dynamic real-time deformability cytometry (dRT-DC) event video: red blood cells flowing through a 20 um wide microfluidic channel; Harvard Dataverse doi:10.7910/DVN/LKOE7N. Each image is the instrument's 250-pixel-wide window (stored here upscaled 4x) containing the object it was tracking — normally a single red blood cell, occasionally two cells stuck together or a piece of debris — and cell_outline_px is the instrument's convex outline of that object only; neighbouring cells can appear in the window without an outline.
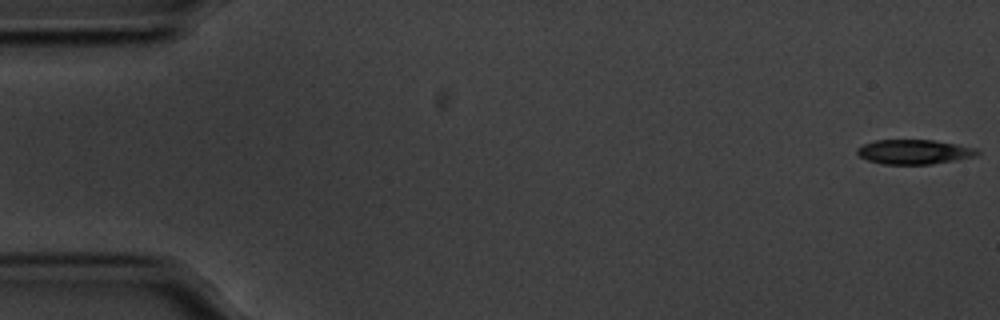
{"species": "common noctule bat (a hibernating species)", "species_latin": "Nyctalus noctula", "temperature_condition": "cold", "stored_images_in_passage": 56, "camera_frame_rate_fps": 3000, "um_per_image_px": 0.085, "animal": {"sex": "male", "body_mass_g": 20.1, "forearm_length_mm": 53.5}, "frame": {"image": 1, "passage_image": 1, "time_ms": 0.0, "image_size_px": [1000, 320], "cell_outline_px": [[980, 152], [976, 156], [932, 164], [884, 164], [868, 160], [860, 156], [856, 152], [856, 148], [864, 144], [876, 140], [932, 140], [956, 144], [976, 148]], "centroid_in_image_um": [77.69, 12.9], "position_along_channel_um": 7.3, "area_um2": 17.05}}
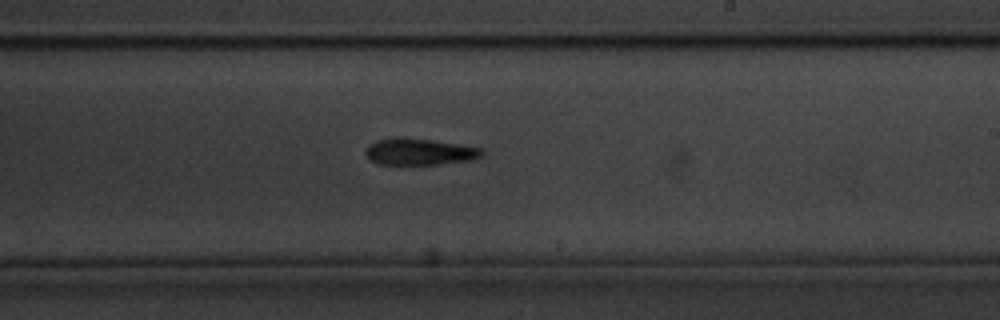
{"frame": {"image": 2, "passage_image": 33, "time_ms": 10.667, "image_size_px": [1000, 320], "cell_outline_px": [[484, 152], [480, 156], [468, 160], [436, 164], [376, 164], [364, 152], [368, 144], [376, 140], [428, 140], [456, 144], [480, 148]], "centroid_in_image_um": [35.62, 12.93], "position_along_channel_um": 253.4, "area_um2": 16.94}}
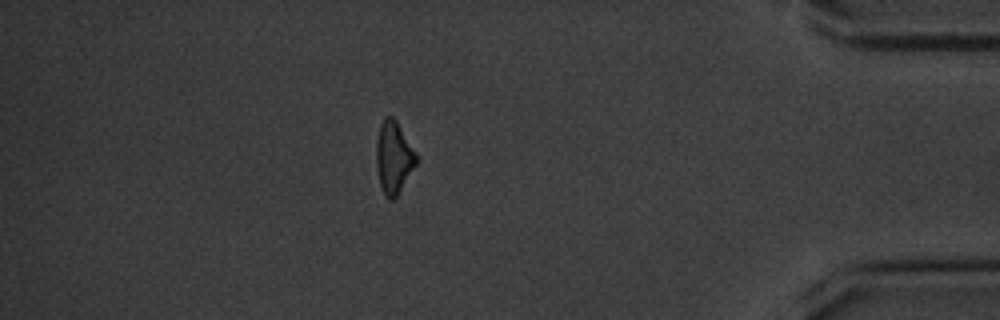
{"frame": {"image": 3, "passage_image": 49, "time_ms": 16.0, "image_size_px": [1000, 320], "cell_outline_px": [[416, 164], [396, 196], [392, 200], [388, 200], [384, 196], [380, 184], [376, 168], [376, 140], [380, 124], [384, 116], [392, 116], [396, 120], [416, 152]], "centroid_in_image_um": [33.43, 13.36], "position_along_channel_um": 401.8, "area_um2": 16.76}, "authors_computed_cell_mechanics": {"area_um2": 17.5134, "velocity_mm_per_s": 3.5602, "shape_relaxation_time_tau1_ms": 3.1322, "shape_relaxation_time_tau2_ms": null, "deformation_change_tau1": 0.1414, "deformation_change_tau2": null}}